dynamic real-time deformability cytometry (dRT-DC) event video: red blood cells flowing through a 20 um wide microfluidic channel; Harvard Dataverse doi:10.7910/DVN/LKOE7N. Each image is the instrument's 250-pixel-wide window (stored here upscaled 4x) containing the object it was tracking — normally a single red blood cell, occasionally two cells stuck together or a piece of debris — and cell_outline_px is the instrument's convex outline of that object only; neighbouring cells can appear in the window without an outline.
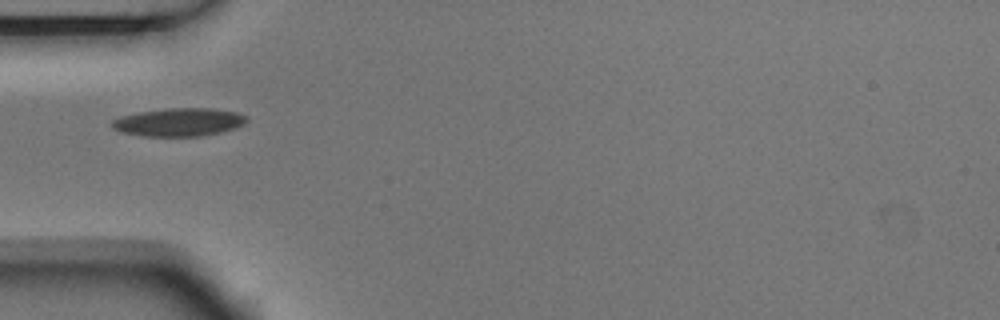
{"species": "Egyptian fruit bat (a non-hibernating species)", "species_latin": "Rousettus aegyptiacus", "temperature_condition": "room temperature", "stored_images_in_passage": 5, "camera_frame_rate_fps": 3000, "um_per_image_px": 0.085, "animal": {"sex": "male"}, "frame": {"image": 1, "passage_image": 5, "time_ms": 1.333, "image_size_px": [1000, 320], "cell_outline_px": [[248, 120], [244, 124], [236, 128], [220, 132], [200, 136], [140, 136], [120, 132], [112, 128], [112, 120], [120, 116], [136, 112], [164, 108], [212, 108], [236, 112], [248, 116]], "centroid_in_image_um": [15.19, 10.37], "position_along_channel_um": 69.8, "area_um2": 22.37}}